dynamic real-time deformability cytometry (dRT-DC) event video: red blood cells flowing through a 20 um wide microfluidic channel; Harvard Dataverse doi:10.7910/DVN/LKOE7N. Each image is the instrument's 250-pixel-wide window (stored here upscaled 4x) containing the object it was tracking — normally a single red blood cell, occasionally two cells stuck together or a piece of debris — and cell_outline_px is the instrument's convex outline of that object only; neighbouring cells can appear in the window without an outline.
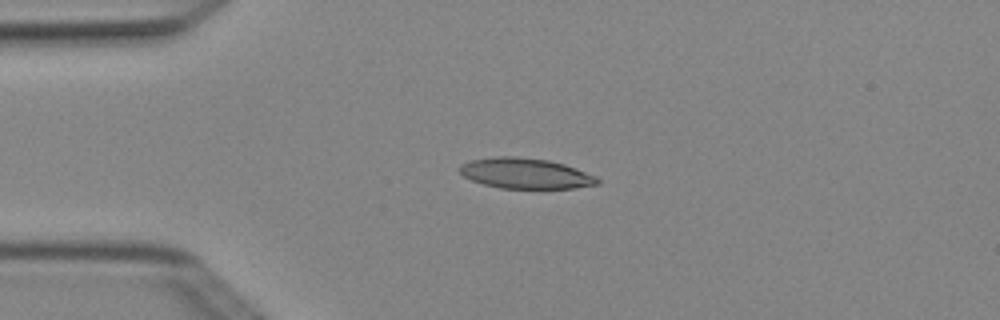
{"species": "Egyptian fruit bat (a non-hibernating species)", "species_latin": "Rousettus aegyptiacus", "temperature_condition": "cold", "stored_images_in_passage": 3, "camera_frame_rate_fps": 3000, "um_per_image_px": 0.085, "animal": {"sex": "female"}, "frame": {"image": 1, "passage_image": 3, "time_ms": 0.667, "image_size_px": [1000, 320], "cell_outline_px": [[600, 184], [576, 188], [500, 188], [484, 184], [472, 180], [464, 176], [456, 168], [460, 164], [472, 160], [496, 156], [516, 156], [548, 160], [564, 164], [576, 168], [596, 176], [600, 180]], "centroid_in_image_um": [44.67, 14.73], "position_along_channel_um": 40.3, "area_um2": 24.57}}